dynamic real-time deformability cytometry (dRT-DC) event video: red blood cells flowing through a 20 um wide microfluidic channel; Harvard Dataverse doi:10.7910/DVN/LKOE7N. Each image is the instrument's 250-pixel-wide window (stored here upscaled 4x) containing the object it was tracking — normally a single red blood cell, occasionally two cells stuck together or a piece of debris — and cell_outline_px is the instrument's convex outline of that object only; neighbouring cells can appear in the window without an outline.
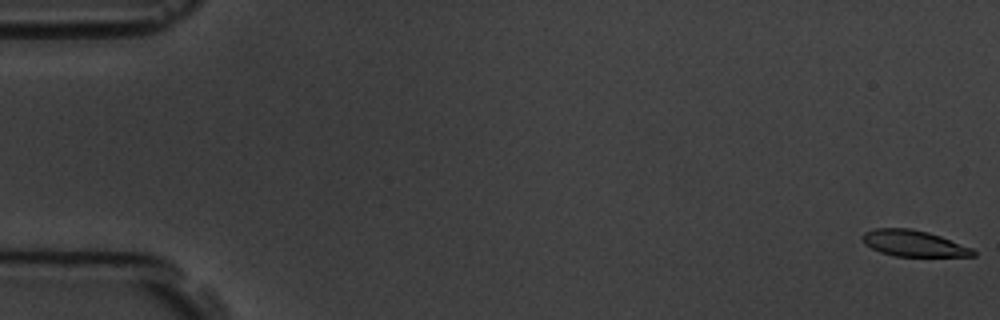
{"species": "common noctule bat (a hibernating species)", "species_latin": "Nyctalus noctula", "temperature_condition": "room temperature", "stored_images_in_passage": 57, "camera_frame_rate_fps": 3000, "um_per_image_px": 0.085, "animal": {"sex": "male", "body_mass_g": 19.5, "forearm_length_mm": 54.6}, "frame": {"image": 1, "passage_image": 1, "time_ms": 0.0, "image_size_px": [1000, 320], "cell_outline_px": [[976, 256], [896, 256], [880, 252], [864, 244], [860, 236], [864, 232], [872, 228], [912, 228], [928, 232], [940, 236], [972, 248], [976, 252]], "centroid_in_image_um": [77.61, 20.67], "position_along_channel_um": 7.4, "area_um2": 16.94}}
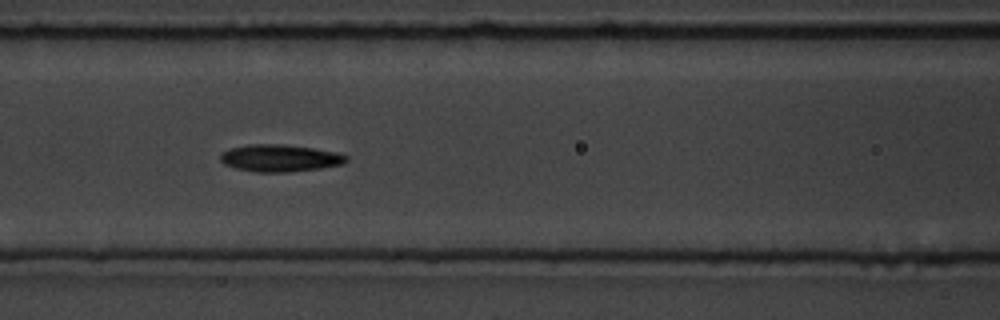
{"frame": {"image": 2, "passage_image": 25, "time_ms": 8.0, "image_size_px": [1000, 320], "cell_outline_px": [[348, 160], [344, 164], [320, 168], [288, 172], [256, 172], [236, 168], [224, 164], [220, 160], [220, 156], [224, 152], [232, 148], [248, 144], [284, 144], [312, 148], [336, 152], [348, 156]], "centroid_in_image_um": [23.82, 13.44], "position_along_channel_um": 142.8, "area_um2": 19.83}}
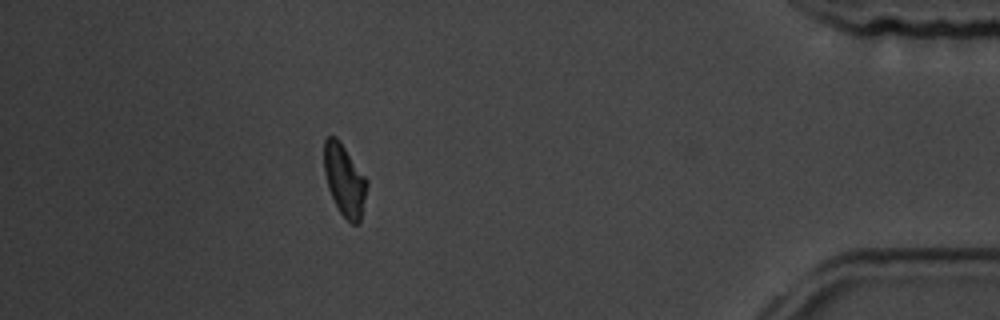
{"frame": {"image": 3, "passage_image": 51, "time_ms": 16.667, "image_size_px": [1000, 320], "cell_outline_px": [[368, 184], [360, 220], [356, 224], [352, 224], [340, 212], [328, 188], [324, 172], [324, 140], [328, 136], [336, 136], [368, 180]], "centroid_in_image_um": [29.28, 15.29], "position_along_channel_um": 405.9, "area_um2": 17.63}, "authors_computed_cell_mechanics": {"area_um2": 18.3804, "velocity_mm_per_s": 3.6073, "shape_relaxation_time_tau1_ms": 3.5568, "shape_relaxation_time_tau2_ms": 10.2311, "deformation_change_tau1": 0.13, "deformation_change_tau2": 0.184}}